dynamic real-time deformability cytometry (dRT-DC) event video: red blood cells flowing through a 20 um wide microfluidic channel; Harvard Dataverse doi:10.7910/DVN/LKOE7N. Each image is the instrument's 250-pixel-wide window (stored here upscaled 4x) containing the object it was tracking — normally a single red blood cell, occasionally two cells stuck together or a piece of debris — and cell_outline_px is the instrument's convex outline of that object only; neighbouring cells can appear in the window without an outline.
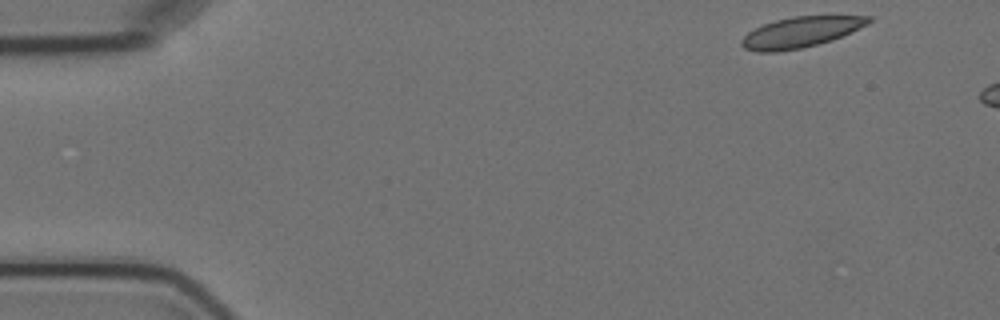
{"species": "Egyptian fruit bat (a non-hibernating species)", "species_latin": "Rousettus aegyptiacus", "temperature_condition": "cold", "stored_images_in_passage": 2, "camera_frame_rate_fps": 3000, "um_per_image_px": 0.085, "animal": {"sex": "female"}, "frame": {"image": 1, "passage_image": 1, "time_ms": 0.0, "image_size_px": [1000, 320], "cell_outline_px": [[872, 20], [868, 24], [832, 40], [800, 48], [776, 52], [756, 52], [744, 48], [740, 44], [740, 40], [748, 32], [764, 24], [776, 20], [792, 16], [872, 16]], "centroid_in_image_um": [68.03, 2.73], "position_along_channel_um": 17.0, "area_um2": 22.43}}